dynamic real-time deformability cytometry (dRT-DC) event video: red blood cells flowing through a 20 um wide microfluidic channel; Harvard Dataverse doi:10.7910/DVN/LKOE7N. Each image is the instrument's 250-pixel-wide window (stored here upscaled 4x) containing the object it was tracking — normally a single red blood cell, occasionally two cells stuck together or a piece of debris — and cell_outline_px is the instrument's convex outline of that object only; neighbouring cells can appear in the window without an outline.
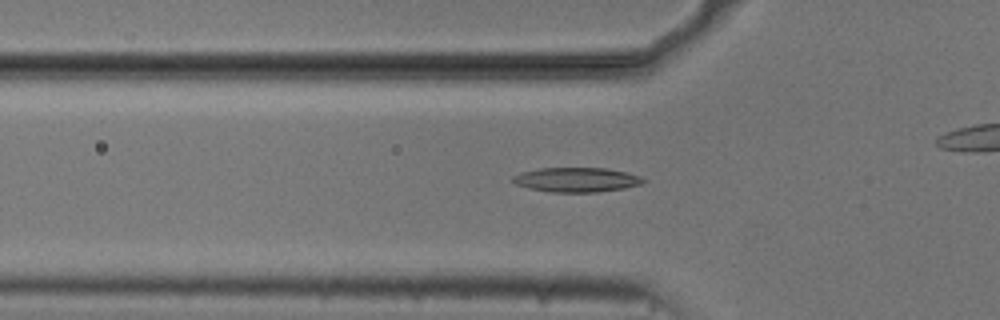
{"species": "common noctule bat (a hibernating species)", "species_latin": "Nyctalus noctula", "temperature_condition": "cold", "stored_images_in_passage": 36, "camera_frame_rate_fps": 3000, "um_per_image_px": 0.085, "animal": {"sex": "male", "body_mass_g": 20.5, "forearm_length_mm": 52.5}, "frame": {"image": 1, "passage_image": 10, "time_ms": 3.0, "image_size_px": [1000, 320], "cell_outline_px": [[648, 180], [640, 184], [624, 188], [596, 192], [548, 192], [528, 188], [516, 184], [512, 180], [512, 176], [520, 172], [540, 168], [604, 168], [628, 172], [640, 176]], "centroid_in_image_um": [49.0, 15.27], "position_along_channel_um": 76.8, "area_um2": 18.73}}
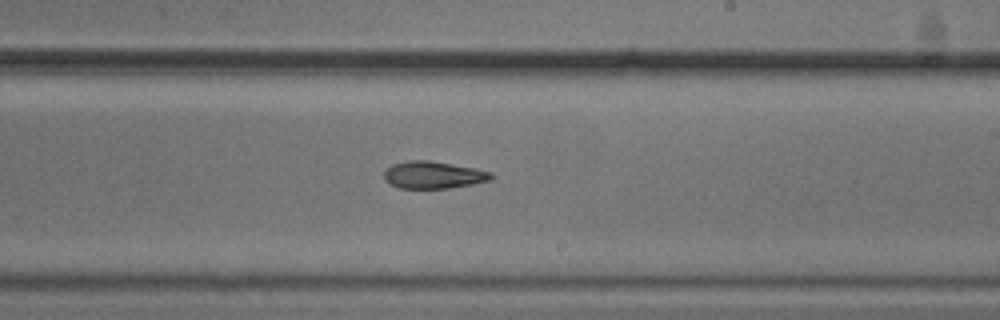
{"frame": {"image": 2, "passage_image": 24, "time_ms": 7.667, "image_size_px": [1000, 320], "cell_outline_px": [[492, 180], [472, 184], [448, 188], [400, 188], [388, 184], [384, 180], [384, 172], [392, 164], [408, 160], [428, 160], [476, 168], [492, 172]], "centroid_in_image_um": [36.82, 14.87], "position_along_channel_um": 252.2, "area_um2": 17.05}}
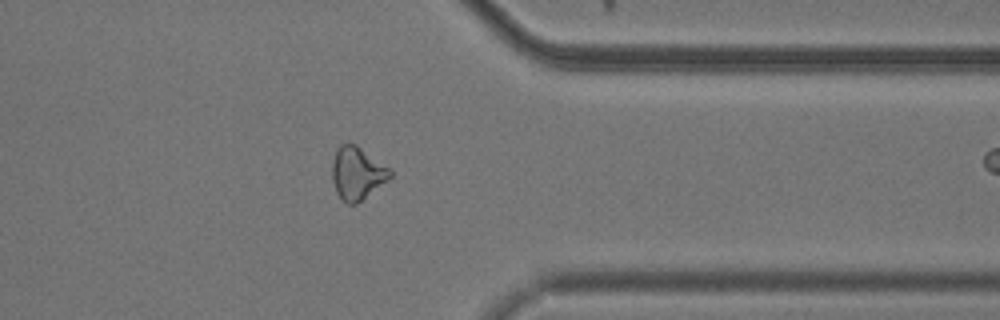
{"frame": {"image": 3, "passage_image": 35, "time_ms": 11.333, "image_size_px": [1000, 320], "cell_outline_px": [[392, 176], [388, 180], [356, 204], [348, 204], [336, 192], [332, 180], [332, 160], [336, 148], [340, 144], [348, 140], [356, 144], [392, 168]], "centroid_in_image_um": [30.36, 14.66], "position_along_channel_um": 381.0, "area_um2": 18.21}}